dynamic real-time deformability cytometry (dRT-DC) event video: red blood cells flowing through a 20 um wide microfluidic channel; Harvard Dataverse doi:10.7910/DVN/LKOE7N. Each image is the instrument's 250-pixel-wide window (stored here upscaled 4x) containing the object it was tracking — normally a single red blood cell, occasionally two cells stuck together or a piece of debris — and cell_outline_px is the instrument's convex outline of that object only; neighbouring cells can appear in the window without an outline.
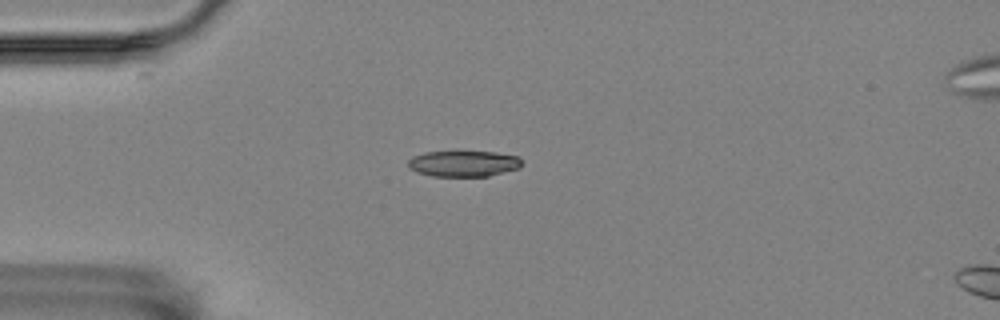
{"species": "Egyptian fruit bat (a non-hibernating species)", "species_latin": "Rousettus aegyptiacus", "temperature_condition": "room temperature", "stored_images_in_passage": 5, "camera_frame_rate_fps": 3000, "um_per_image_px": 0.085, "animal": {"sex": "female"}, "frame": {"image": 1, "passage_image": 2, "time_ms": 0.333, "image_size_px": [1000, 320], "cell_outline_px": [[520, 168], [488, 176], [432, 176], [416, 172], [408, 168], [408, 160], [412, 156], [424, 152], [456, 148], [496, 152], [520, 156]], "centroid_in_image_um": [39.35, 13.84], "position_along_channel_um": 45.6, "area_um2": 18.26}}
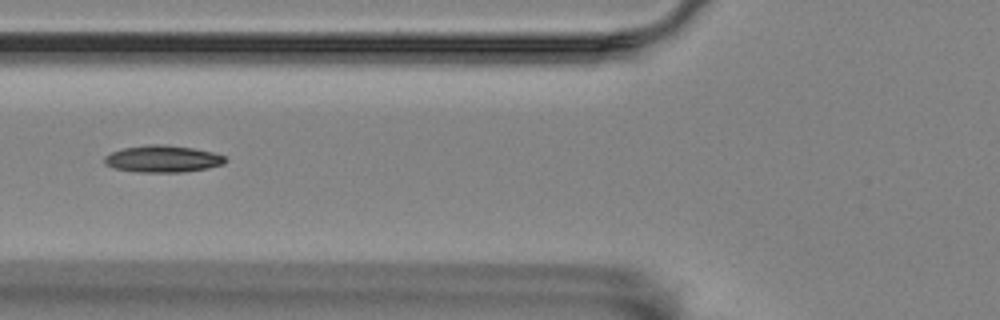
{"frame": {"image": 2, "passage_image": 4, "time_ms": 1.0, "image_size_px": [1000, 320], "cell_outline_px": [[228, 160], [224, 164], [208, 168], [184, 172], [136, 172], [112, 168], [104, 164], [104, 156], [112, 152], [124, 148], [148, 144], [164, 144], [192, 148], [212, 152], [224, 156]], "centroid_in_image_um": [13.82, 13.51], "position_along_channel_um": 112.0, "area_um2": 19.07}}
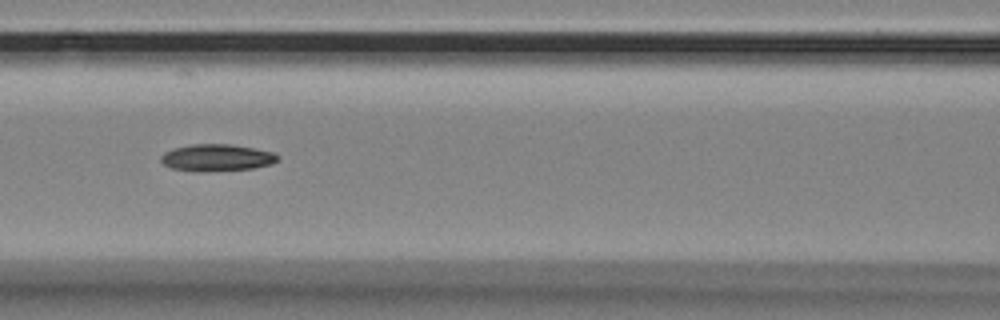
{"frame": {"image": 3, "passage_image": 5, "time_ms": 1.333, "image_size_px": [1000, 320], "cell_outline_px": [[276, 160], [272, 164], [252, 168], [196, 172], [172, 168], [164, 164], [160, 160], [160, 156], [164, 152], [172, 148], [192, 144], [232, 144], [276, 152]], "centroid_in_image_um": [18.39, 13.39], "position_along_channel_um": 148.2, "area_um2": 18.32}}